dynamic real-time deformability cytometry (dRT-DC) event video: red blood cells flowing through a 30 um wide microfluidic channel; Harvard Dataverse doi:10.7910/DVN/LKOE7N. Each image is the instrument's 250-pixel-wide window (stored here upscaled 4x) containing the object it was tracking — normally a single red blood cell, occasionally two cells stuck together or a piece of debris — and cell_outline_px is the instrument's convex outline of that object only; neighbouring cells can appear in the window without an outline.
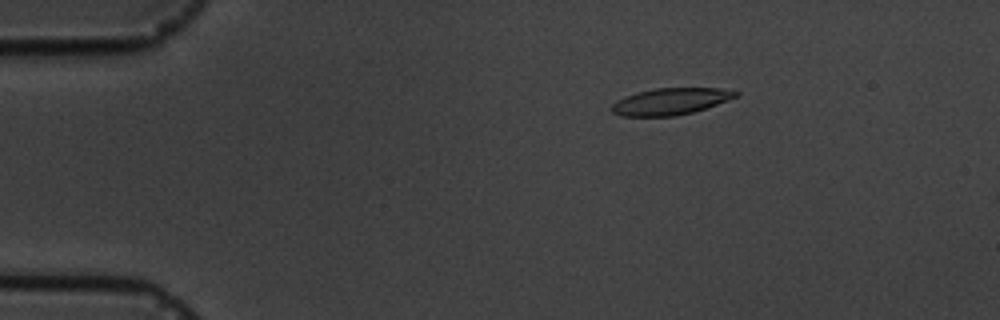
{"species": "common noctule bat (a hibernating species)", "species_latin": "Nyctalus noctula", "temperature_condition": "cold", "stored_images_in_passage": 6, "camera_frame_rate_fps": 3000, "um_per_image_px": 0.085, "animal": {"sex": "male", "body_mass_g": 19.5, "forearm_length_mm": 54.6}, "frame": {"image": 1, "passage_image": 3, "time_ms": 2.333, "image_size_px": [1000, 320], "cell_outline_px": [[740, 92], [736, 96], [728, 100], [692, 112], [676, 116], [620, 116], [612, 112], [612, 104], [616, 100], [624, 96], [636, 92], [656, 88], [720, 88]], "centroid_in_image_um": [56.95, 8.62], "position_along_channel_um": 28.1, "area_um2": 19.19}}